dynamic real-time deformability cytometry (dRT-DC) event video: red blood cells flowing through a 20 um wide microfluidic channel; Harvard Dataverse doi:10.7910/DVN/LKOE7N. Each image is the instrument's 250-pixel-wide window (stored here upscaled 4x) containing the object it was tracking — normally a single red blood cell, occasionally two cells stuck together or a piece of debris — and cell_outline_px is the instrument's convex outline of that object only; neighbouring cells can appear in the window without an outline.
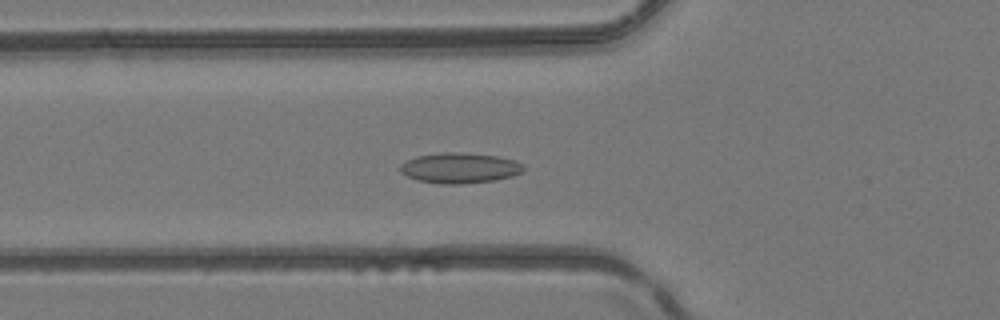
{"species": "common noctule bat (a hibernating species)", "species_latin": "Nyctalus noctula", "temperature_condition": "room temperature", "stored_images_in_passage": 50, "camera_frame_rate_fps": 3000, "um_per_image_px": 0.085, "animal": {"sex": "female", "body_mass_g": 24.6, "forearm_length_mm": 56.2}, "frame": {"image": 1, "passage_image": 18, "time_ms": 5.667, "image_size_px": [1000, 320], "cell_outline_px": [[524, 168], [520, 172], [512, 176], [496, 180], [460, 184], [440, 184], [416, 180], [400, 172], [400, 164], [416, 156], [444, 152], [452, 152], [496, 156], [516, 160], [524, 164]], "centroid_in_image_um": [39.07, 14.28], "position_along_channel_um": 86.7, "area_um2": 21.79}}
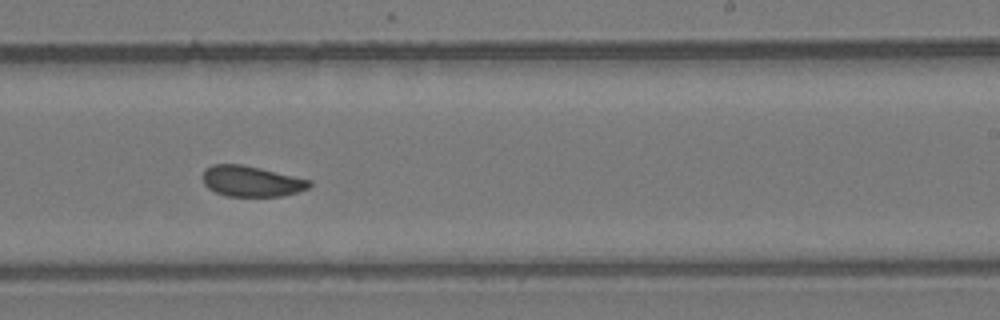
{"frame": {"image": 2, "passage_image": 31, "time_ms": 10.0, "image_size_px": [1000, 320], "cell_outline_px": [[312, 184], [308, 188], [296, 192], [280, 196], [224, 196], [208, 188], [204, 184], [204, 168], [212, 164], [240, 164], [260, 168], [312, 180]], "centroid_in_image_um": [21.36, 15.4], "position_along_channel_um": 267.6, "area_um2": 19.02}}
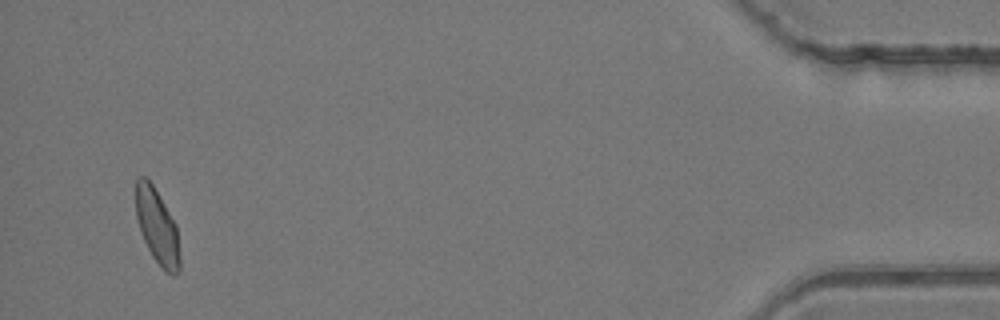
{"frame": {"image": 3, "passage_image": 48, "time_ms": 15.667, "image_size_px": [1000, 320], "cell_outline_px": [[180, 272], [172, 276], [164, 272], [152, 256], [140, 232], [136, 216], [136, 180], [140, 176], [144, 176], [152, 184], [176, 224], [180, 256]], "centroid_in_image_um": [13.37, 19.32], "position_along_channel_um": 421.8, "area_um2": 19.25}, "authors_computed_cell_mechanics": {"area_um2": 19.9699, "velocity_mm_per_s": 4.1613, "shape_relaxation_time_tau1_ms": null, "shape_relaxation_time_tau2_ms": 2.9813, "deformation_change_tau1": null, "deformation_change_tau2": 0.082}}